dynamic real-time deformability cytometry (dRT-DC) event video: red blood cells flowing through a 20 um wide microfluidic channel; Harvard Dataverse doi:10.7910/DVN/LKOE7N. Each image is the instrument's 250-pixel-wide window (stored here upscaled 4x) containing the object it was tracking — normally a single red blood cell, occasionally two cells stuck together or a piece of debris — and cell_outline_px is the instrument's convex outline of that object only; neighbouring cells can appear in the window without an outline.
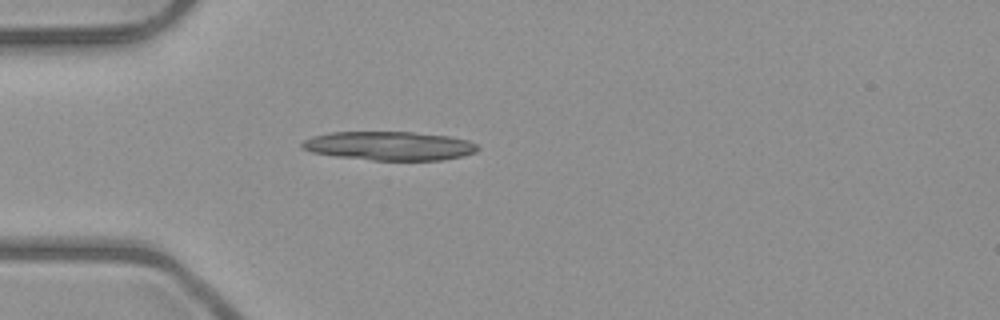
{"species": "common noctule bat (a hibernating species)", "species_latin": "Nyctalus noctula", "temperature_condition": "room temperature", "stored_images_in_passage": 5, "camera_frame_rate_fps": 3000, "um_per_image_px": 0.085, "animal": {"sex": "male", "body_mass_g": 23.1, "forearm_length_mm": 52.7}, "frame": {"image": 1, "passage_image": 5, "time_ms": 4.667, "image_size_px": [1000, 320], "cell_outline_px": [[480, 148], [476, 152], [464, 156], [444, 160], [372, 160], [336, 156], [312, 152], [304, 148], [300, 144], [304, 140], [312, 136], [332, 132], [412, 132], [448, 136], [468, 140], [476, 144]], "centroid_in_image_um": [33.14, 12.4], "position_along_channel_um": 51.9, "area_um2": 29.48}}